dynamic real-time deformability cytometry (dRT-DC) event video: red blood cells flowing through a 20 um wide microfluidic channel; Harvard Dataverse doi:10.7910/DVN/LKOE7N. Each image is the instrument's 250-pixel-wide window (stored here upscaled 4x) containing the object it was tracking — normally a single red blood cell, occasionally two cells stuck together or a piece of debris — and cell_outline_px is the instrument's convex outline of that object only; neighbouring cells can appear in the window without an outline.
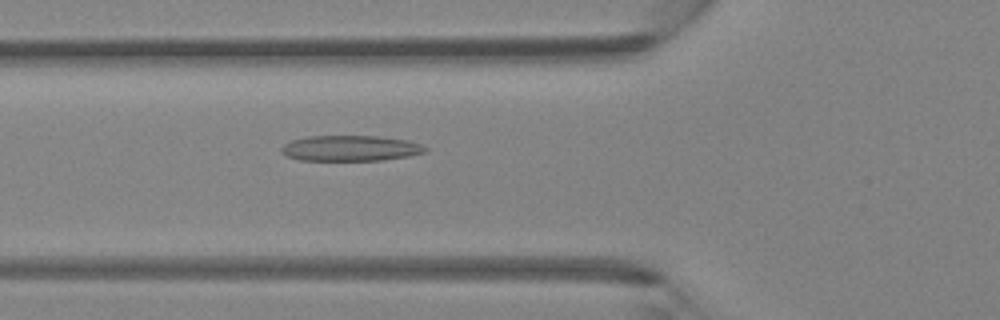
{"species": "Egyptian fruit bat (a non-hibernating species)", "species_latin": "Rousettus aegyptiacus", "temperature_condition": "room temperature", "stored_images_in_passage": 46, "camera_frame_rate_fps": 3000, "um_per_image_px": 0.085, "animal": {"sex": "female"}, "frame": {"image": 1, "passage_image": 17, "time_ms": 5.333, "image_size_px": [1000, 320], "cell_outline_px": [[428, 152], [408, 156], [384, 160], [300, 160], [284, 156], [280, 152], [280, 148], [284, 144], [292, 140], [308, 136], [380, 136], [408, 140], [420, 144], [428, 148]], "centroid_in_image_um": [29.78, 12.6], "position_along_channel_um": 96.0, "area_um2": 21.68}}
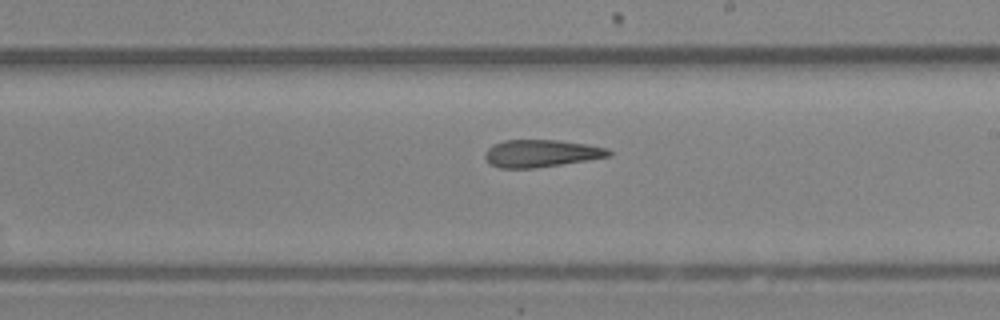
{"frame": {"image": 2, "passage_image": 27, "time_ms": 8.667, "image_size_px": [1000, 320], "cell_outline_px": [[612, 156], [588, 160], [532, 168], [500, 168], [488, 164], [484, 156], [484, 152], [492, 144], [504, 140], [556, 140], [584, 144], [608, 148], [612, 152]], "centroid_in_image_um": [45.96, 13.04], "position_along_channel_um": 243.0, "area_um2": 19.77}}
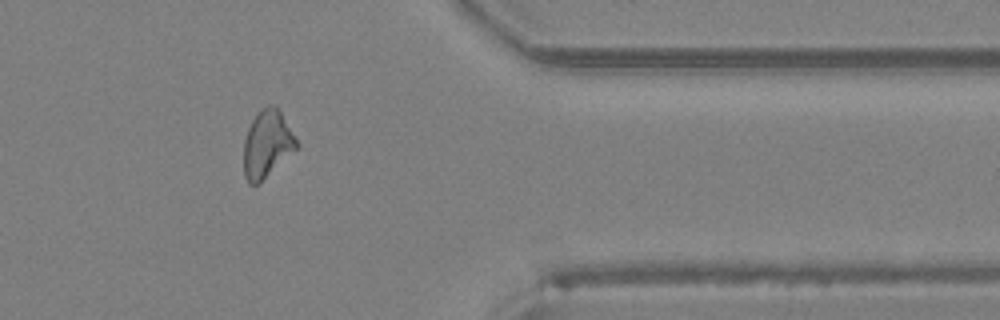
{"frame": {"image": 3, "passage_image": 38, "time_ms": 12.333, "image_size_px": [1000, 320], "cell_outline_px": [[300, 144], [260, 184], [248, 184], [244, 176], [244, 140], [248, 128], [252, 120], [260, 108], [268, 104], [276, 104], [280, 108]], "centroid_in_image_um": [22.71, 12.2], "position_along_channel_um": 388.7, "area_um2": 21.1}}